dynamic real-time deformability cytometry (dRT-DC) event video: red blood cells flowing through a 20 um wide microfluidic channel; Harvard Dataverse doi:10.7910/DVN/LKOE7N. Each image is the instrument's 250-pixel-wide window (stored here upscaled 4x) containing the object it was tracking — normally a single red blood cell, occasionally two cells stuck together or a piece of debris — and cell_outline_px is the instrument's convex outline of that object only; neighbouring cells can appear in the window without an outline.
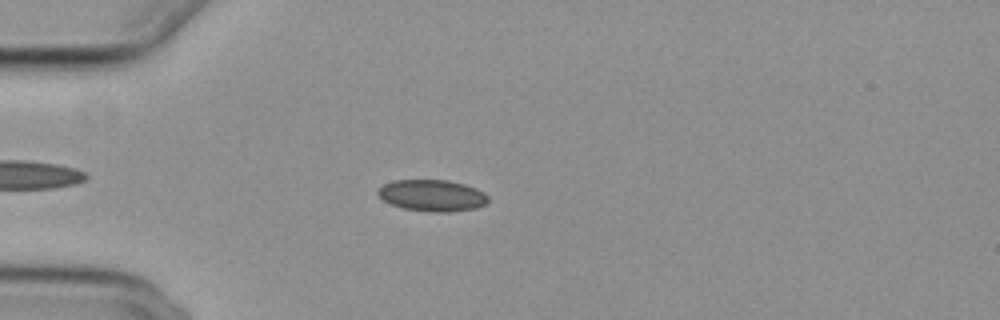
{"species": "common noctule bat (a hibernating species)", "species_latin": "Nyctalus noctula", "temperature_condition": "cold", "stored_images_in_passage": 48, "camera_frame_rate_fps": 3000, "um_per_image_px": 0.085, "animal": {"sex": "female", "body_mass_g": 29.2, "forearm_length_mm": 56.3}, "frame": {"image": 1, "passage_image": 8, "time_ms": 2.333, "image_size_px": [1000, 320], "cell_outline_px": [[488, 204], [476, 208], [448, 212], [432, 212], [404, 208], [392, 204], [384, 200], [376, 192], [384, 184], [392, 180], [448, 180], [464, 184], [476, 188], [484, 192], [488, 196]], "centroid_in_image_um": [36.77, 16.61], "position_along_channel_um": 48.2, "area_um2": 20.23}}
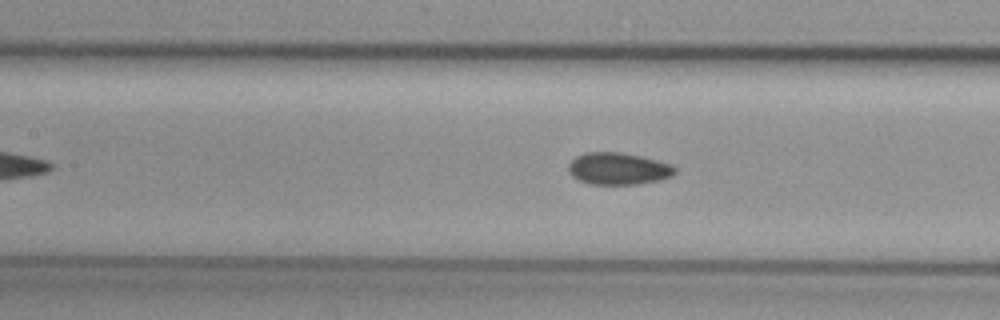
{"frame": {"image": 2, "passage_image": 18, "time_ms": 5.667, "image_size_px": [1000, 320], "cell_outline_px": [[676, 172], [672, 176], [660, 180], [636, 184], [588, 184], [576, 180], [568, 172], [568, 164], [576, 156], [584, 152], [620, 152], [640, 156], [672, 164], [676, 168]], "centroid_in_image_um": [52.52, 14.34], "position_along_channel_um": 154.9, "area_um2": 20.06}}
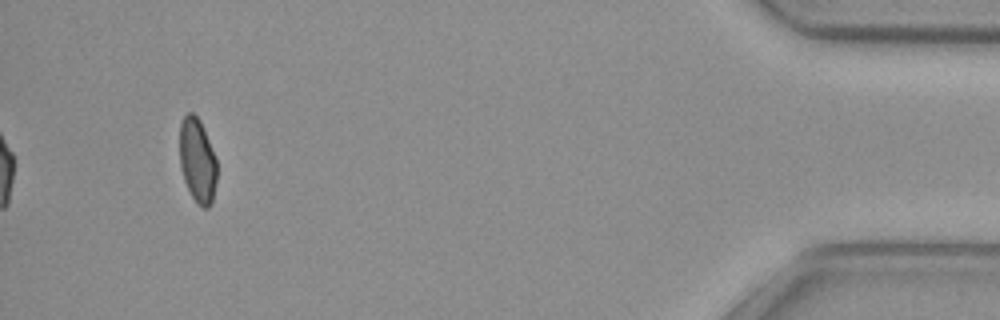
{"frame": {"image": 3, "passage_image": 45, "time_ms": 14.667, "image_size_px": [1000, 320], "cell_outline_px": [[216, 180], [212, 204], [208, 208], [204, 208], [196, 204], [184, 180], [180, 168], [180, 124], [184, 116], [188, 112], [192, 112], [200, 120], [216, 160]], "centroid_in_image_um": [16.77, 13.67], "position_along_channel_um": 418.4, "area_um2": 18.21}, "authors_computed_cell_mechanics": {"area_um2": 19.8543, "velocity_mm_per_s": 3.7308, "shape_relaxation_time_tau1_ms": null, "shape_relaxation_time_tau2_ms": 3.8917, "deformation_change_tau1": null, "deformation_change_tau2": 0.0556}}